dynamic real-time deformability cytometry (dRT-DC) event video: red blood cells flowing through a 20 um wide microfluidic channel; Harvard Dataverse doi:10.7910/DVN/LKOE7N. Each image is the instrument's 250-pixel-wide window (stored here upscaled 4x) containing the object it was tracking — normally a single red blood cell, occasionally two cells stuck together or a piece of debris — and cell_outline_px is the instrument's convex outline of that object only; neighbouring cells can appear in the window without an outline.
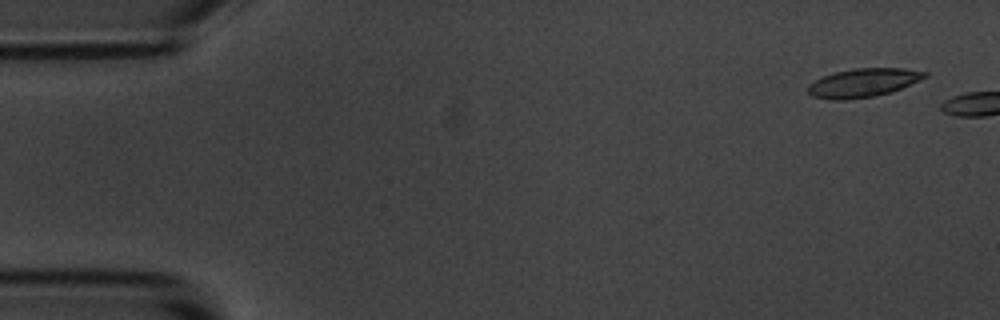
{"species": "common noctule bat (a hibernating species)", "species_latin": "Nyctalus noctula", "temperature_condition": "room temperature", "stored_images_in_passage": 2, "camera_frame_rate_fps": 3000, "um_per_image_px": 0.085, "animal": {"sex": "male", "body_mass_g": 20.1, "forearm_length_mm": 53.5}, "frame": {"image": 1, "passage_image": 1, "time_ms": 0.0, "image_size_px": [1000, 320], "cell_outline_px": [[928, 76], [892, 92], [872, 96], [844, 100], [832, 100], [812, 96], [808, 92], [808, 84], [824, 76], [836, 72], [856, 68], [904, 68], [928, 72]], "centroid_in_image_um": [73.38, 7.03], "position_along_channel_um": 11.6, "area_um2": 19.31}}